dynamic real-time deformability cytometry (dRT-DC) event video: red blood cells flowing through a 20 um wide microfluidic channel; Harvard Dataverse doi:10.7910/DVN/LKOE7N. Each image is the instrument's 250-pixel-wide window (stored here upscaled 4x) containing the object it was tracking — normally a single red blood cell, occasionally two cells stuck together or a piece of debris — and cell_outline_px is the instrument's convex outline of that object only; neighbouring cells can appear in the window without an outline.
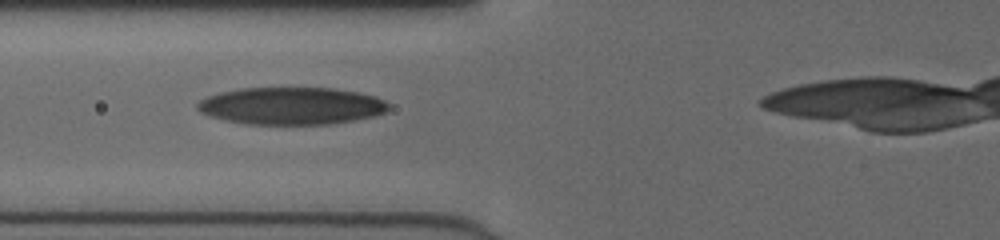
{"species": "human", "species_latin": "Homo sapiens", "temperature_condition": "cold", "stored_images_in_passage": 38, "camera_frame_rate_fps": 3000, "um_per_image_px": 0.085, "donor": {"sex": "female"}, "frame": {"image": 1, "passage_image": 12, "time_ms": 3.667, "image_size_px": [1000, 240], "cell_outline_px": [[388, 108], [384, 112], [372, 116], [352, 120], [328, 124], [248, 124], [228, 120], [212, 116], [200, 112], [196, 108], [196, 104], [200, 100], [208, 96], [220, 92], [240, 88], [332, 88], [356, 92], [376, 96], [384, 100], [388, 104]], "centroid_in_image_um": [24.74, 8.99], "position_along_channel_um": 101.1, "area_um2": 41.21}}
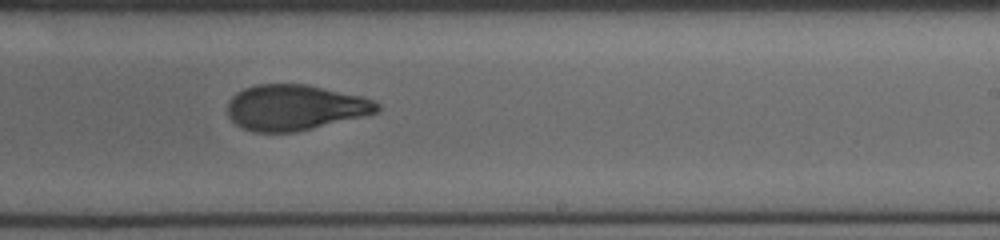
{"frame": {"image": 2, "passage_image": 24, "time_ms": 7.667, "image_size_px": [1000, 240], "cell_outline_px": [[380, 108], [376, 112], [296, 132], [256, 132], [244, 128], [236, 124], [228, 116], [228, 100], [236, 92], [244, 88], [256, 84], [304, 84], [360, 96], [372, 100], [380, 104]], "centroid_in_image_um": [25.0, 9.13], "position_along_channel_um": 264.0, "area_um2": 39.19}}
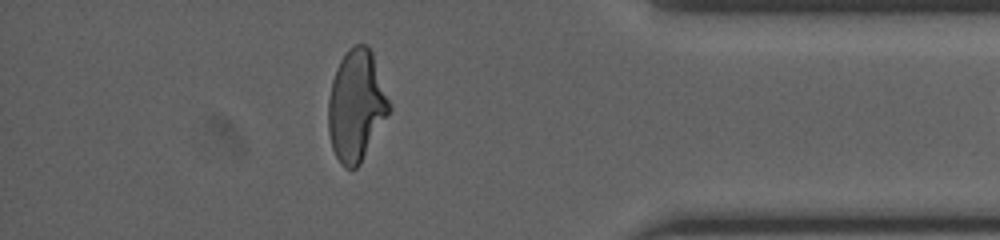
{"frame": {"image": 3, "passage_image": 36, "time_ms": 11.667, "image_size_px": [1000, 240], "cell_outline_px": [[392, 108], [360, 164], [356, 168], [344, 168], [340, 164], [332, 148], [328, 132], [328, 100], [332, 80], [336, 68], [340, 60], [348, 48], [356, 44], [368, 44], [372, 52]], "centroid_in_image_um": [30.27, 8.98], "position_along_channel_um": 404.9, "area_um2": 39.54}}